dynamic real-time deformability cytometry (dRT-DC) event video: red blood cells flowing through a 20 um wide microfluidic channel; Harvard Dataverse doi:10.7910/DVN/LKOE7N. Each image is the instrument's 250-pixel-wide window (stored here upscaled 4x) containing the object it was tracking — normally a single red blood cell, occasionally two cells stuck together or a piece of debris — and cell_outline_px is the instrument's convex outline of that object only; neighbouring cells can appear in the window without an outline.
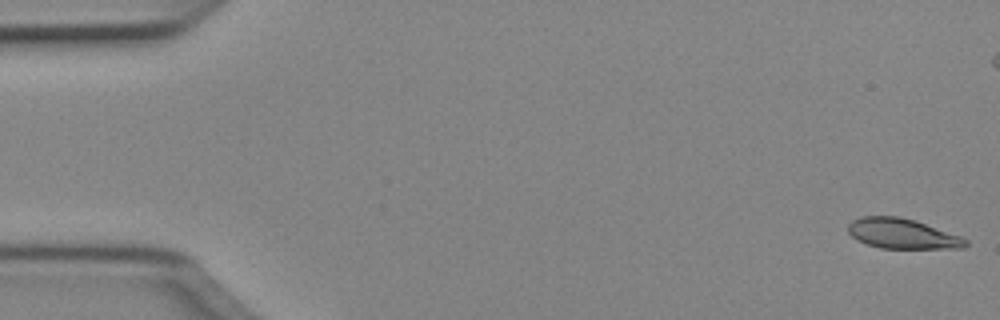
{"species": "Egyptian fruit bat (a non-hibernating species)", "species_latin": "Rousettus aegyptiacus", "temperature_condition": "cold", "stored_images_in_passage": 51, "camera_frame_rate_fps": 3000, "um_per_image_px": 0.085, "animal": {"sex": "female"}, "frame": {"image": 1, "passage_image": 1, "time_ms": 0.0, "image_size_px": [1000, 320], "cell_outline_px": [[968, 244], [964, 248], [880, 248], [868, 244], [852, 236], [848, 232], [848, 224], [852, 220], [860, 216], [900, 216], [916, 220], [960, 236], [968, 240]], "centroid_in_image_um": [76.7, 19.85], "position_along_channel_um": 8.3, "area_um2": 20.58}}
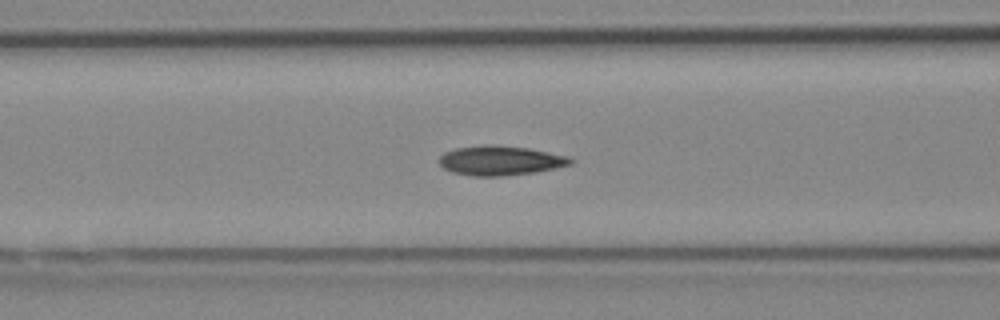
{"frame": {"image": 2, "passage_image": 20, "time_ms": 6.333, "image_size_px": [1000, 320], "cell_outline_px": [[576, 160], [572, 164], [556, 168], [536, 172], [500, 176], [472, 176], [452, 172], [444, 168], [440, 164], [440, 156], [444, 152], [456, 148], [484, 144], [492, 144], [528, 148], [568, 156]], "centroid_in_image_um": [42.55, 13.64], "position_along_channel_um": 124.1, "area_um2": 22.72}}
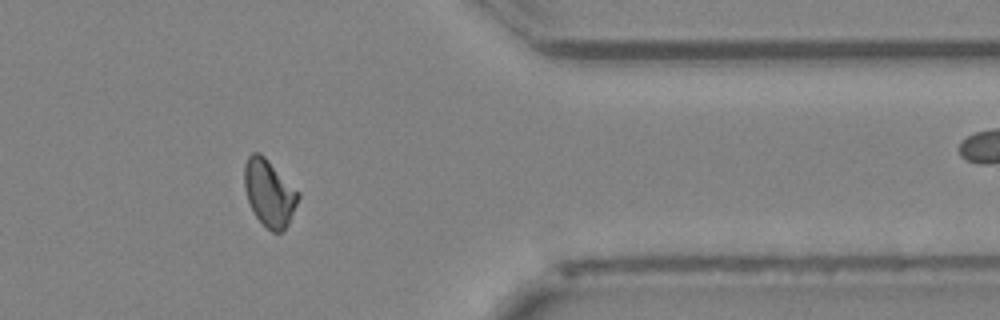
{"frame": {"image": 3, "passage_image": 41, "time_ms": 13.333, "image_size_px": [1000, 320], "cell_outline_px": [[300, 196], [288, 224], [284, 232], [272, 232], [256, 216], [248, 200], [244, 188], [244, 164], [248, 156], [252, 152], [260, 152], [300, 192]], "centroid_in_image_um": [22.89, 16.38], "position_along_channel_um": 388.5, "area_um2": 20.87}, "authors_computed_cell_mechanics": {"area_um2": 21.0392, "velocity_mm_per_s": 4.0373, "shape_relaxation_time_tau1_ms": 8.011, "shape_relaxation_time_tau2_ms": 1.4812, "deformation_change_tau1": 0.1707, "deformation_change_tau2": 0.0528}}